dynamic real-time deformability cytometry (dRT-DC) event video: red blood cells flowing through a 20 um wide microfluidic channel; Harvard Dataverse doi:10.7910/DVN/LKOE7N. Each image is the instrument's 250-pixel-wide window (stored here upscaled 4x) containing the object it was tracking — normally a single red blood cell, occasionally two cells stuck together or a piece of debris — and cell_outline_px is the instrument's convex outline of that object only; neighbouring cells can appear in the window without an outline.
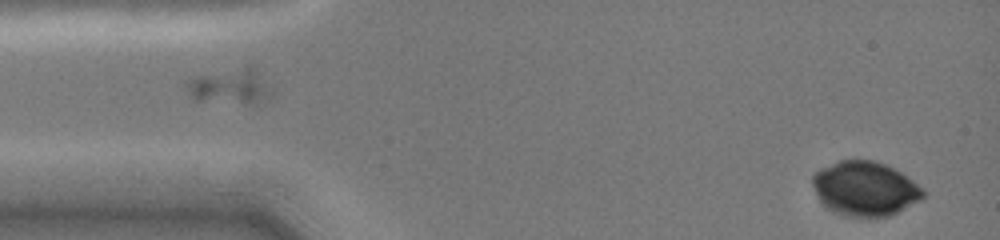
{"species": "common noctule bat (a hibernating species)", "species_latin": "Nyctalus noctula", "temperature_condition": "cold", "stored_images_in_passage": 45, "camera_frame_rate_fps": 3000, "um_per_image_px": 0.085, "animal": {"sex": "female", "body_mass_g": 19.0, "forearm_length_mm": 51.5}, "frame": {"image": 1, "passage_image": 1, "time_ms": 0.0, "image_size_px": [1000, 240], "cell_outline_px": [[928, 192], [920, 200], [888, 216], [844, 216], [832, 212], [820, 200], [812, 184], [812, 176], [820, 168], [840, 160], [872, 160], [884, 164], [900, 172], [924, 188]], "centroid_in_image_um": [73.52, 16.03], "position_along_channel_um": 11.5, "area_um2": 34.8}}